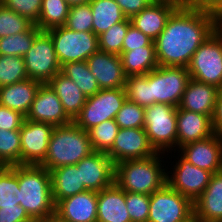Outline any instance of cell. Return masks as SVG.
<instances>
[{
  "mask_svg": "<svg viewBox=\"0 0 222 222\" xmlns=\"http://www.w3.org/2000/svg\"><path fill=\"white\" fill-rule=\"evenodd\" d=\"M221 24L214 12L177 8L154 40L158 66L187 68L195 51Z\"/></svg>",
  "mask_w": 222,
  "mask_h": 222,
  "instance_id": "cell-1",
  "label": "cell"
},
{
  "mask_svg": "<svg viewBox=\"0 0 222 222\" xmlns=\"http://www.w3.org/2000/svg\"><path fill=\"white\" fill-rule=\"evenodd\" d=\"M20 205L34 222L55 215L50 171L41 165H18Z\"/></svg>",
  "mask_w": 222,
  "mask_h": 222,
  "instance_id": "cell-2",
  "label": "cell"
},
{
  "mask_svg": "<svg viewBox=\"0 0 222 222\" xmlns=\"http://www.w3.org/2000/svg\"><path fill=\"white\" fill-rule=\"evenodd\" d=\"M165 153L115 164L114 182L124 191L151 195L167 184V169L161 162ZM162 158H161V157ZM165 167V168H164Z\"/></svg>",
  "mask_w": 222,
  "mask_h": 222,
  "instance_id": "cell-3",
  "label": "cell"
},
{
  "mask_svg": "<svg viewBox=\"0 0 222 222\" xmlns=\"http://www.w3.org/2000/svg\"><path fill=\"white\" fill-rule=\"evenodd\" d=\"M88 132L73 121L55 126L48 144L47 156L40 164L48 171L66 165H76L92 153Z\"/></svg>",
  "mask_w": 222,
  "mask_h": 222,
  "instance_id": "cell-4",
  "label": "cell"
},
{
  "mask_svg": "<svg viewBox=\"0 0 222 222\" xmlns=\"http://www.w3.org/2000/svg\"><path fill=\"white\" fill-rule=\"evenodd\" d=\"M187 69L192 79L222 88V24L195 51Z\"/></svg>",
  "mask_w": 222,
  "mask_h": 222,
  "instance_id": "cell-5",
  "label": "cell"
},
{
  "mask_svg": "<svg viewBox=\"0 0 222 222\" xmlns=\"http://www.w3.org/2000/svg\"><path fill=\"white\" fill-rule=\"evenodd\" d=\"M144 129L154 149L169 155L177 147V107L163 103L145 107Z\"/></svg>",
  "mask_w": 222,
  "mask_h": 222,
  "instance_id": "cell-6",
  "label": "cell"
},
{
  "mask_svg": "<svg viewBox=\"0 0 222 222\" xmlns=\"http://www.w3.org/2000/svg\"><path fill=\"white\" fill-rule=\"evenodd\" d=\"M51 35L60 65L67 62L86 61L98 48V36L93 32H75L65 26L47 30Z\"/></svg>",
  "mask_w": 222,
  "mask_h": 222,
  "instance_id": "cell-7",
  "label": "cell"
},
{
  "mask_svg": "<svg viewBox=\"0 0 222 222\" xmlns=\"http://www.w3.org/2000/svg\"><path fill=\"white\" fill-rule=\"evenodd\" d=\"M124 88L100 89L94 95L87 97L80 114L73 121L85 131L100 123L115 119L116 113L126 100Z\"/></svg>",
  "mask_w": 222,
  "mask_h": 222,
  "instance_id": "cell-8",
  "label": "cell"
},
{
  "mask_svg": "<svg viewBox=\"0 0 222 222\" xmlns=\"http://www.w3.org/2000/svg\"><path fill=\"white\" fill-rule=\"evenodd\" d=\"M193 215V202L168 184L150 195L147 222H185Z\"/></svg>",
  "mask_w": 222,
  "mask_h": 222,
  "instance_id": "cell-9",
  "label": "cell"
},
{
  "mask_svg": "<svg viewBox=\"0 0 222 222\" xmlns=\"http://www.w3.org/2000/svg\"><path fill=\"white\" fill-rule=\"evenodd\" d=\"M191 79L186 67L158 66L151 71V105L169 104L178 107Z\"/></svg>",
  "mask_w": 222,
  "mask_h": 222,
  "instance_id": "cell-10",
  "label": "cell"
},
{
  "mask_svg": "<svg viewBox=\"0 0 222 222\" xmlns=\"http://www.w3.org/2000/svg\"><path fill=\"white\" fill-rule=\"evenodd\" d=\"M24 63L28 78L42 84L48 83L61 70L51 35L41 31L31 48L24 55Z\"/></svg>",
  "mask_w": 222,
  "mask_h": 222,
  "instance_id": "cell-11",
  "label": "cell"
},
{
  "mask_svg": "<svg viewBox=\"0 0 222 222\" xmlns=\"http://www.w3.org/2000/svg\"><path fill=\"white\" fill-rule=\"evenodd\" d=\"M178 156L179 160L171 166L173 173L167 172V184L194 202L210 183L213 173L192 165L180 154Z\"/></svg>",
  "mask_w": 222,
  "mask_h": 222,
  "instance_id": "cell-12",
  "label": "cell"
},
{
  "mask_svg": "<svg viewBox=\"0 0 222 222\" xmlns=\"http://www.w3.org/2000/svg\"><path fill=\"white\" fill-rule=\"evenodd\" d=\"M144 128H119L112 148L106 153L115 164L131 159H142L156 154Z\"/></svg>",
  "mask_w": 222,
  "mask_h": 222,
  "instance_id": "cell-13",
  "label": "cell"
},
{
  "mask_svg": "<svg viewBox=\"0 0 222 222\" xmlns=\"http://www.w3.org/2000/svg\"><path fill=\"white\" fill-rule=\"evenodd\" d=\"M54 126L24 119L21 136V164L40 165L47 156L48 144Z\"/></svg>",
  "mask_w": 222,
  "mask_h": 222,
  "instance_id": "cell-14",
  "label": "cell"
},
{
  "mask_svg": "<svg viewBox=\"0 0 222 222\" xmlns=\"http://www.w3.org/2000/svg\"><path fill=\"white\" fill-rule=\"evenodd\" d=\"M76 166L86 190L100 192L114 183L115 165L106 153L93 151Z\"/></svg>",
  "mask_w": 222,
  "mask_h": 222,
  "instance_id": "cell-15",
  "label": "cell"
},
{
  "mask_svg": "<svg viewBox=\"0 0 222 222\" xmlns=\"http://www.w3.org/2000/svg\"><path fill=\"white\" fill-rule=\"evenodd\" d=\"M179 151V152H178ZM192 165L213 174L222 171V136L214 133L212 136L186 144L177 150V154Z\"/></svg>",
  "mask_w": 222,
  "mask_h": 222,
  "instance_id": "cell-16",
  "label": "cell"
},
{
  "mask_svg": "<svg viewBox=\"0 0 222 222\" xmlns=\"http://www.w3.org/2000/svg\"><path fill=\"white\" fill-rule=\"evenodd\" d=\"M25 119L55 126L67 125L72 120L65 113L59 97L47 84H41Z\"/></svg>",
  "mask_w": 222,
  "mask_h": 222,
  "instance_id": "cell-17",
  "label": "cell"
},
{
  "mask_svg": "<svg viewBox=\"0 0 222 222\" xmlns=\"http://www.w3.org/2000/svg\"><path fill=\"white\" fill-rule=\"evenodd\" d=\"M86 62L100 89L124 88L127 76L120 55L98 50Z\"/></svg>",
  "mask_w": 222,
  "mask_h": 222,
  "instance_id": "cell-18",
  "label": "cell"
},
{
  "mask_svg": "<svg viewBox=\"0 0 222 222\" xmlns=\"http://www.w3.org/2000/svg\"><path fill=\"white\" fill-rule=\"evenodd\" d=\"M55 216L65 222H97V192L86 190L58 201Z\"/></svg>",
  "mask_w": 222,
  "mask_h": 222,
  "instance_id": "cell-19",
  "label": "cell"
},
{
  "mask_svg": "<svg viewBox=\"0 0 222 222\" xmlns=\"http://www.w3.org/2000/svg\"><path fill=\"white\" fill-rule=\"evenodd\" d=\"M214 134L212 119L208 115L177 107V148L206 139Z\"/></svg>",
  "mask_w": 222,
  "mask_h": 222,
  "instance_id": "cell-20",
  "label": "cell"
},
{
  "mask_svg": "<svg viewBox=\"0 0 222 222\" xmlns=\"http://www.w3.org/2000/svg\"><path fill=\"white\" fill-rule=\"evenodd\" d=\"M196 222H221L222 171L214 173L203 193L193 202Z\"/></svg>",
  "mask_w": 222,
  "mask_h": 222,
  "instance_id": "cell-21",
  "label": "cell"
},
{
  "mask_svg": "<svg viewBox=\"0 0 222 222\" xmlns=\"http://www.w3.org/2000/svg\"><path fill=\"white\" fill-rule=\"evenodd\" d=\"M218 90L214 85L202 83L191 78L178 108L208 115L212 119Z\"/></svg>",
  "mask_w": 222,
  "mask_h": 222,
  "instance_id": "cell-22",
  "label": "cell"
},
{
  "mask_svg": "<svg viewBox=\"0 0 222 222\" xmlns=\"http://www.w3.org/2000/svg\"><path fill=\"white\" fill-rule=\"evenodd\" d=\"M97 222H131L125 191L115 182L97 192Z\"/></svg>",
  "mask_w": 222,
  "mask_h": 222,
  "instance_id": "cell-23",
  "label": "cell"
},
{
  "mask_svg": "<svg viewBox=\"0 0 222 222\" xmlns=\"http://www.w3.org/2000/svg\"><path fill=\"white\" fill-rule=\"evenodd\" d=\"M177 8L167 3L149 4L130 18L131 25L142 31L153 41L163 31L167 20Z\"/></svg>",
  "mask_w": 222,
  "mask_h": 222,
  "instance_id": "cell-24",
  "label": "cell"
},
{
  "mask_svg": "<svg viewBox=\"0 0 222 222\" xmlns=\"http://www.w3.org/2000/svg\"><path fill=\"white\" fill-rule=\"evenodd\" d=\"M41 84L37 80L27 78L17 83L0 87V104L18 111L26 117Z\"/></svg>",
  "mask_w": 222,
  "mask_h": 222,
  "instance_id": "cell-25",
  "label": "cell"
},
{
  "mask_svg": "<svg viewBox=\"0 0 222 222\" xmlns=\"http://www.w3.org/2000/svg\"><path fill=\"white\" fill-rule=\"evenodd\" d=\"M52 90L59 97L67 116L74 121L80 114L87 96L80 90L74 81L57 73L48 83Z\"/></svg>",
  "mask_w": 222,
  "mask_h": 222,
  "instance_id": "cell-26",
  "label": "cell"
},
{
  "mask_svg": "<svg viewBox=\"0 0 222 222\" xmlns=\"http://www.w3.org/2000/svg\"><path fill=\"white\" fill-rule=\"evenodd\" d=\"M50 175L54 204L86 191L85 186L81 183L80 171L76 165H66L50 170Z\"/></svg>",
  "mask_w": 222,
  "mask_h": 222,
  "instance_id": "cell-27",
  "label": "cell"
},
{
  "mask_svg": "<svg viewBox=\"0 0 222 222\" xmlns=\"http://www.w3.org/2000/svg\"><path fill=\"white\" fill-rule=\"evenodd\" d=\"M120 58L127 77L146 75L158 67L154 41L149 46L122 51Z\"/></svg>",
  "mask_w": 222,
  "mask_h": 222,
  "instance_id": "cell-28",
  "label": "cell"
},
{
  "mask_svg": "<svg viewBox=\"0 0 222 222\" xmlns=\"http://www.w3.org/2000/svg\"><path fill=\"white\" fill-rule=\"evenodd\" d=\"M89 4L93 15V32L97 36L127 18L115 0H91Z\"/></svg>",
  "mask_w": 222,
  "mask_h": 222,
  "instance_id": "cell-29",
  "label": "cell"
},
{
  "mask_svg": "<svg viewBox=\"0 0 222 222\" xmlns=\"http://www.w3.org/2000/svg\"><path fill=\"white\" fill-rule=\"evenodd\" d=\"M70 7L66 0H42L40 16L35 25L41 31L64 26Z\"/></svg>",
  "mask_w": 222,
  "mask_h": 222,
  "instance_id": "cell-30",
  "label": "cell"
},
{
  "mask_svg": "<svg viewBox=\"0 0 222 222\" xmlns=\"http://www.w3.org/2000/svg\"><path fill=\"white\" fill-rule=\"evenodd\" d=\"M60 73L74 81L87 97L100 90L86 61L67 62L61 65Z\"/></svg>",
  "mask_w": 222,
  "mask_h": 222,
  "instance_id": "cell-31",
  "label": "cell"
},
{
  "mask_svg": "<svg viewBox=\"0 0 222 222\" xmlns=\"http://www.w3.org/2000/svg\"><path fill=\"white\" fill-rule=\"evenodd\" d=\"M41 30L34 24L28 31L0 38V55L24 57Z\"/></svg>",
  "mask_w": 222,
  "mask_h": 222,
  "instance_id": "cell-32",
  "label": "cell"
},
{
  "mask_svg": "<svg viewBox=\"0 0 222 222\" xmlns=\"http://www.w3.org/2000/svg\"><path fill=\"white\" fill-rule=\"evenodd\" d=\"M20 204L18 165L0 169V208Z\"/></svg>",
  "mask_w": 222,
  "mask_h": 222,
  "instance_id": "cell-33",
  "label": "cell"
},
{
  "mask_svg": "<svg viewBox=\"0 0 222 222\" xmlns=\"http://www.w3.org/2000/svg\"><path fill=\"white\" fill-rule=\"evenodd\" d=\"M0 164L4 167L21 164V136L19 130L0 129Z\"/></svg>",
  "mask_w": 222,
  "mask_h": 222,
  "instance_id": "cell-34",
  "label": "cell"
},
{
  "mask_svg": "<svg viewBox=\"0 0 222 222\" xmlns=\"http://www.w3.org/2000/svg\"><path fill=\"white\" fill-rule=\"evenodd\" d=\"M119 126L114 119L106 120L89 129L88 135L93 151L107 153L113 146Z\"/></svg>",
  "mask_w": 222,
  "mask_h": 222,
  "instance_id": "cell-35",
  "label": "cell"
},
{
  "mask_svg": "<svg viewBox=\"0 0 222 222\" xmlns=\"http://www.w3.org/2000/svg\"><path fill=\"white\" fill-rule=\"evenodd\" d=\"M126 98L141 107L151 105V72L146 75L128 76L125 86Z\"/></svg>",
  "mask_w": 222,
  "mask_h": 222,
  "instance_id": "cell-36",
  "label": "cell"
},
{
  "mask_svg": "<svg viewBox=\"0 0 222 222\" xmlns=\"http://www.w3.org/2000/svg\"><path fill=\"white\" fill-rule=\"evenodd\" d=\"M131 25L130 19L111 26L107 31L98 36V48L100 51L120 55L122 53L123 40L128 27Z\"/></svg>",
  "mask_w": 222,
  "mask_h": 222,
  "instance_id": "cell-37",
  "label": "cell"
},
{
  "mask_svg": "<svg viewBox=\"0 0 222 222\" xmlns=\"http://www.w3.org/2000/svg\"><path fill=\"white\" fill-rule=\"evenodd\" d=\"M28 78L24 57L0 55V87Z\"/></svg>",
  "mask_w": 222,
  "mask_h": 222,
  "instance_id": "cell-38",
  "label": "cell"
},
{
  "mask_svg": "<svg viewBox=\"0 0 222 222\" xmlns=\"http://www.w3.org/2000/svg\"><path fill=\"white\" fill-rule=\"evenodd\" d=\"M33 25L28 18L20 16L0 3V38L26 32Z\"/></svg>",
  "mask_w": 222,
  "mask_h": 222,
  "instance_id": "cell-39",
  "label": "cell"
},
{
  "mask_svg": "<svg viewBox=\"0 0 222 222\" xmlns=\"http://www.w3.org/2000/svg\"><path fill=\"white\" fill-rule=\"evenodd\" d=\"M93 15L89 3L72 5L65 23L69 30L80 32L93 31Z\"/></svg>",
  "mask_w": 222,
  "mask_h": 222,
  "instance_id": "cell-40",
  "label": "cell"
},
{
  "mask_svg": "<svg viewBox=\"0 0 222 222\" xmlns=\"http://www.w3.org/2000/svg\"><path fill=\"white\" fill-rule=\"evenodd\" d=\"M114 120L119 128H144L145 108L126 99Z\"/></svg>",
  "mask_w": 222,
  "mask_h": 222,
  "instance_id": "cell-41",
  "label": "cell"
},
{
  "mask_svg": "<svg viewBox=\"0 0 222 222\" xmlns=\"http://www.w3.org/2000/svg\"><path fill=\"white\" fill-rule=\"evenodd\" d=\"M125 201L131 222H147L150 195L125 191Z\"/></svg>",
  "mask_w": 222,
  "mask_h": 222,
  "instance_id": "cell-42",
  "label": "cell"
},
{
  "mask_svg": "<svg viewBox=\"0 0 222 222\" xmlns=\"http://www.w3.org/2000/svg\"><path fill=\"white\" fill-rule=\"evenodd\" d=\"M0 3L34 24L40 16L42 6V0H0Z\"/></svg>",
  "mask_w": 222,
  "mask_h": 222,
  "instance_id": "cell-43",
  "label": "cell"
},
{
  "mask_svg": "<svg viewBox=\"0 0 222 222\" xmlns=\"http://www.w3.org/2000/svg\"><path fill=\"white\" fill-rule=\"evenodd\" d=\"M152 42L153 40L142 31L130 25L123 40L122 51H131L132 49L149 46Z\"/></svg>",
  "mask_w": 222,
  "mask_h": 222,
  "instance_id": "cell-44",
  "label": "cell"
},
{
  "mask_svg": "<svg viewBox=\"0 0 222 222\" xmlns=\"http://www.w3.org/2000/svg\"><path fill=\"white\" fill-rule=\"evenodd\" d=\"M25 116L16 110L9 109L0 104V129L20 130Z\"/></svg>",
  "mask_w": 222,
  "mask_h": 222,
  "instance_id": "cell-45",
  "label": "cell"
},
{
  "mask_svg": "<svg viewBox=\"0 0 222 222\" xmlns=\"http://www.w3.org/2000/svg\"><path fill=\"white\" fill-rule=\"evenodd\" d=\"M0 222H34L25 209L17 204L14 207L0 208Z\"/></svg>",
  "mask_w": 222,
  "mask_h": 222,
  "instance_id": "cell-46",
  "label": "cell"
},
{
  "mask_svg": "<svg viewBox=\"0 0 222 222\" xmlns=\"http://www.w3.org/2000/svg\"><path fill=\"white\" fill-rule=\"evenodd\" d=\"M115 1L122 9L124 15L129 19L132 16L138 14L149 4L156 3L155 0H115Z\"/></svg>",
  "mask_w": 222,
  "mask_h": 222,
  "instance_id": "cell-47",
  "label": "cell"
},
{
  "mask_svg": "<svg viewBox=\"0 0 222 222\" xmlns=\"http://www.w3.org/2000/svg\"><path fill=\"white\" fill-rule=\"evenodd\" d=\"M190 7L214 12L222 18V0H190Z\"/></svg>",
  "mask_w": 222,
  "mask_h": 222,
  "instance_id": "cell-48",
  "label": "cell"
},
{
  "mask_svg": "<svg viewBox=\"0 0 222 222\" xmlns=\"http://www.w3.org/2000/svg\"><path fill=\"white\" fill-rule=\"evenodd\" d=\"M214 133L222 136V88L218 90L215 110L212 117Z\"/></svg>",
  "mask_w": 222,
  "mask_h": 222,
  "instance_id": "cell-49",
  "label": "cell"
},
{
  "mask_svg": "<svg viewBox=\"0 0 222 222\" xmlns=\"http://www.w3.org/2000/svg\"><path fill=\"white\" fill-rule=\"evenodd\" d=\"M155 2L171 4L176 8L190 7V0H155Z\"/></svg>",
  "mask_w": 222,
  "mask_h": 222,
  "instance_id": "cell-50",
  "label": "cell"
},
{
  "mask_svg": "<svg viewBox=\"0 0 222 222\" xmlns=\"http://www.w3.org/2000/svg\"><path fill=\"white\" fill-rule=\"evenodd\" d=\"M91 0H66V2L72 6V5H77V4H85L89 3Z\"/></svg>",
  "mask_w": 222,
  "mask_h": 222,
  "instance_id": "cell-51",
  "label": "cell"
},
{
  "mask_svg": "<svg viewBox=\"0 0 222 222\" xmlns=\"http://www.w3.org/2000/svg\"><path fill=\"white\" fill-rule=\"evenodd\" d=\"M44 222H65V221H62L61 219H59L58 217H56L55 215L49 217L46 221Z\"/></svg>",
  "mask_w": 222,
  "mask_h": 222,
  "instance_id": "cell-52",
  "label": "cell"
},
{
  "mask_svg": "<svg viewBox=\"0 0 222 222\" xmlns=\"http://www.w3.org/2000/svg\"><path fill=\"white\" fill-rule=\"evenodd\" d=\"M185 222H196V219H195V217L193 215L188 221H185Z\"/></svg>",
  "mask_w": 222,
  "mask_h": 222,
  "instance_id": "cell-53",
  "label": "cell"
}]
</instances>
